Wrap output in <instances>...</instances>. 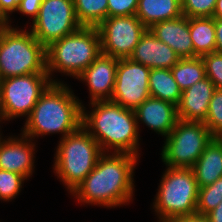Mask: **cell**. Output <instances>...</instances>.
Here are the masks:
<instances>
[{"label":"cell","mask_w":222,"mask_h":222,"mask_svg":"<svg viewBox=\"0 0 222 222\" xmlns=\"http://www.w3.org/2000/svg\"><path fill=\"white\" fill-rule=\"evenodd\" d=\"M135 15L149 29L157 22L181 17V0H138Z\"/></svg>","instance_id":"ffe728a7"},{"label":"cell","mask_w":222,"mask_h":222,"mask_svg":"<svg viewBox=\"0 0 222 222\" xmlns=\"http://www.w3.org/2000/svg\"><path fill=\"white\" fill-rule=\"evenodd\" d=\"M148 82L151 97L178 105L182 90L173 78L170 69H151Z\"/></svg>","instance_id":"7402d4cb"},{"label":"cell","mask_w":222,"mask_h":222,"mask_svg":"<svg viewBox=\"0 0 222 222\" xmlns=\"http://www.w3.org/2000/svg\"><path fill=\"white\" fill-rule=\"evenodd\" d=\"M82 104L63 81L51 83L39 97L21 133L31 139L52 133H61L64 138L82 126Z\"/></svg>","instance_id":"3957f363"},{"label":"cell","mask_w":222,"mask_h":222,"mask_svg":"<svg viewBox=\"0 0 222 222\" xmlns=\"http://www.w3.org/2000/svg\"><path fill=\"white\" fill-rule=\"evenodd\" d=\"M168 222H209V220L203 215H190V216H180L171 219Z\"/></svg>","instance_id":"836d02e7"},{"label":"cell","mask_w":222,"mask_h":222,"mask_svg":"<svg viewBox=\"0 0 222 222\" xmlns=\"http://www.w3.org/2000/svg\"><path fill=\"white\" fill-rule=\"evenodd\" d=\"M149 30L160 41L171 47L181 59L194 58L188 17L182 15L179 18L157 22Z\"/></svg>","instance_id":"ac0fdd59"},{"label":"cell","mask_w":222,"mask_h":222,"mask_svg":"<svg viewBox=\"0 0 222 222\" xmlns=\"http://www.w3.org/2000/svg\"><path fill=\"white\" fill-rule=\"evenodd\" d=\"M199 187L192 168L167 167L153 202L159 222L196 214Z\"/></svg>","instance_id":"52a82bcc"},{"label":"cell","mask_w":222,"mask_h":222,"mask_svg":"<svg viewBox=\"0 0 222 222\" xmlns=\"http://www.w3.org/2000/svg\"><path fill=\"white\" fill-rule=\"evenodd\" d=\"M101 53L115 58H129L147 28L136 17H107L98 27Z\"/></svg>","instance_id":"8fae6325"},{"label":"cell","mask_w":222,"mask_h":222,"mask_svg":"<svg viewBox=\"0 0 222 222\" xmlns=\"http://www.w3.org/2000/svg\"><path fill=\"white\" fill-rule=\"evenodd\" d=\"M43 0H19L17 12L32 16V22L37 18Z\"/></svg>","instance_id":"4dcf8cb0"},{"label":"cell","mask_w":222,"mask_h":222,"mask_svg":"<svg viewBox=\"0 0 222 222\" xmlns=\"http://www.w3.org/2000/svg\"><path fill=\"white\" fill-rule=\"evenodd\" d=\"M204 124L213 138L222 137V90L220 89H216L213 93Z\"/></svg>","instance_id":"484cf974"},{"label":"cell","mask_w":222,"mask_h":222,"mask_svg":"<svg viewBox=\"0 0 222 222\" xmlns=\"http://www.w3.org/2000/svg\"><path fill=\"white\" fill-rule=\"evenodd\" d=\"M21 174L0 169V200L10 201L20 193L23 181Z\"/></svg>","instance_id":"4316f807"},{"label":"cell","mask_w":222,"mask_h":222,"mask_svg":"<svg viewBox=\"0 0 222 222\" xmlns=\"http://www.w3.org/2000/svg\"><path fill=\"white\" fill-rule=\"evenodd\" d=\"M205 217L209 220V222H222V201L215 209L208 212Z\"/></svg>","instance_id":"e575fe53"},{"label":"cell","mask_w":222,"mask_h":222,"mask_svg":"<svg viewBox=\"0 0 222 222\" xmlns=\"http://www.w3.org/2000/svg\"><path fill=\"white\" fill-rule=\"evenodd\" d=\"M150 68L129 58L118 60L112 102L124 108L135 110L147 98L149 92Z\"/></svg>","instance_id":"7c38bea8"},{"label":"cell","mask_w":222,"mask_h":222,"mask_svg":"<svg viewBox=\"0 0 222 222\" xmlns=\"http://www.w3.org/2000/svg\"><path fill=\"white\" fill-rule=\"evenodd\" d=\"M189 30L194 46V58L215 52L216 37L213 17L189 18Z\"/></svg>","instance_id":"44dd1931"},{"label":"cell","mask_w":222,"mask_h":222,"mask_svg":"<svg viewBox=\"0 0 222 222\" xmlns=\"http://www.w3.org/2000/svg\"><path fill=\"white\" fill-rule=\"evenodd\" d=\"M222 201V177L213 184L199 188L196 214L205 216Z\"/></svg>","instance_id":"d4e9b609"},{"label":"cell","mask_w":222,"mask_h":222,"mask_svg":"<svg viewBox=\"0 0 222 222\" xmlns=\"http://www.w3.org/2000/svg\"><path fill=\"white\" fill-rule=\"evenodd\" d=\"M170 70L182 91L206 77L202 57L180 59Z\"/></svg>","instance_id":"603a6c76"},{"label":"cell","mask_w":222,"mask_h":222,"mask_svg":"<svg viewBox=\"0 0 222 222\" xmlns=\"http://www.w3.org/2000/svg\"><path fill=\"white\" fill-rule=\"evenodd\" d=\"M138 158L129 153L103 152L95 168L71 194L78 203L107 208L130 203L135 190L133 174Z\"/></svg>","instance_id":"6da1fadb"},{"label":"cell","mask_w":222,"mask_h":222,"mask_svg":"<svg viewBox=\"0 0 222 222\" xmlns=\"http://www.w3.org/2000/svg\"><path fill=\"white\" fill-rule=\"evenodd\" d=\"M48 73H33L0 80V122L30 116L41 94L51 84Z\"/></svg>","instance_id":"9c48e42d"},{"label":"cell","mask_w":222,"mask_h":222,"mask_svg":"<svg viewBox=\"0 0 222 222\" xmlns=\"http://www.w3.org/2000/svg\"><path fill=\"white\" fill-rule=\"evenodd\" d=\"M215 90V85L206 76L193 86L182 91V96L176 106L178 119L205 122L208 106Z\"/></svg>","instance_id":"2e32d148"},{"label":"cell","mask_w":222,"mask_h":222,"mask_svg":"<svg viewBox=\"0 0 222 222\" xmlns=\"http://www.w3.org/2000/svg\"><path fill=\"white\" fill-rule=\"evenodd\" d=\"M33 73H47L46 48L30 30L0 24V80Z\"/></svg>","instance_id":"5b68a950"},{"label":"cell","mask_w":222,"mask_h":222,"mask_svg":"<svg viewBox=\"0 0 222 222\" xmlns=\"http://www.w3.org/2000/svg\"><path fill=\"white\" fill-rule=\"evenodd\" d=\"M102 150L98 142L82 126L60 138L54 159V173L72 193L95 168Z\"/></svg>","instance_id":"8992f818"},{"label":"cell","mask_w":222,"mask_h":222,"mask_svg":"<svg viewBox=\"0 0 222 222\" xmlns=\"http://www.w3.org/2000/svg\"><path fill=\"white\" fill-rule=\"evenodd\" d=\"M92 111L82 105V127L95 138L102 152L129 153L139 157V130L134 110L110 100L90 102ZM91 112V113H90Z\"/></svg>","instance_id":"7a4b0ae2"},{"label":"cell","mask_w":222,"mask_h":222,"mask_svg":"<svg viewBox=\"0 0 222 222\" xmlns=\"http://www.w3.org/2000/svg\"><path fill=\"white\" fill-rule=\"evenodd\" d=\"M100 54L97 27L82 26L46 47V71L52 83H60L52 78L56 71L77 78Z\"/></svg>","instance_id":"277c9868"},{"label":"cell","mask_w":222,"mask_h":222,"mask_svg":"<svg viewBox=\"0 0 222 222\" xmlns=\"http://www.w3.org/2000/svg\"><path fill=\"white\" fill-rule=\"evenodd\" d=\"M134 113L138 130L141 121L164 137L170 134L178 120L176 105L153 97L147 98L134 110Z\"/></svg>","instance_id":"e0dca14e"},{"label":"cell","mask_w":222,"mask_h":222,"mask_svg":"<svg viewBox=\"0 0 222 222\" xmlns=\"http://www.w3.org/2000/svg\"><path fill=\"white\" fill-rule=\"evenodd\" d=\"M19 0H0V24H9L10 15L17 11Z\"/></svg>","instance_id":"1f68e13d"},{"label":"cell","mask_w":222,"mask_h":222,"mask_svg":"<svg viewBox=\"0 0 222 222\" xmlns=\"http://www.w3.org/2000/svg\"><path fill=\"white\" fill-rule=\"evenodd\" d=\"M21 135V138L13 136L5 140L0 133V169L21 174L27 179L34 171L36 145L34 140Z\"/></svg>","instance_id":"5bb4252c"},{"label":"cell","mask_w":222,"mask_h":222,"mask_svg":"<svg viewBox=\"0 0 222 222\" xmlns=\"http://www.w3.org/2000/svg\"><path fill=\"white\" fill-rule=\"evenodd\" d=\"M217 0H181L183 16L193 17H212Z\"/></svg>","instance_id":"83f0119b"},{"label":"cell","mask_w":222,"mask_h":222,"mask_svg":"<svg viewBox=\"0 0 222 222\" xmlns=\"http://www.w3.org/2000/svg\"><path fill=\"white\" fill-rule=\"evenodd\" d=\"M161 158L167 167L192 168L213 136L204 122L178 119L165 137Z\"/></svg>","instance_id":"ba28073f"},{"label":"cell","mask_w":222,"mask_h":222,"mask_svg":"<svg viewBox=\"0 0 222 222\" xmlns=\"http://www.w3.org/2000/svg\"><path fill=\"white\" fill-rule=\"evenodd\" d=\"M199 188L222 177V141L213 138L192 167Z\"/></svg>","instance_id":"d6986e66"},{"label":"cell","mask_w":222,"mask_h":222,"mask_svg":"<svg viewBox=\"0 0 222 222\" xmlns=\"http://www.w3.org/2000/svg\"><path fill=\"white\" fill-rule=\"evenodd\" d=\"M119 58L101 53L76 79L86 82L90 102L111 100Z\"/></svg>","instance_id":"4fadbf2b"},{"label":"cell","mask_w":222,"mask_h":222,"mask_svg":"<svg viewBox=\"0 0 222 222\" xmlns=\"http://www.w3.org/2000/svg\"><path fill=\"white\" fill-rule=\"evenodd\" d=\"M81 26L98 27L108 17V0H74Z\"/></svg>","instance_id":"cb8c5ba5"},{"label":"cell","mask_w":222,"mask_h":222,"mask_svg":"<svg viewBox=\"0 0 222 222\" xmlns=\"http://www.w3.org/2000/svg\"><path fill=\"white\" fill-rule=\"evenodd\" d=\"M129 59L150 69H171L181 58L147 29Z\"/></svg>","instance_id":"9a60e30c"},{"label":"cell","mask_w":222,"mask_h":222,"mask_svg":"<svg viewBox=\"0 0 222 222\" xmlns=\"http://www.w3.org/2000/svg\"><path fill=\"white\" fill-rule=\"evenodd\" d=\"M138 0H108V17L135 15Z\"/></svg>","instance_id":"f546056e"},{"label":"cell","mask_w":222,"mask_h":222,"mask_svg":"<svg viewBox=\"0 0 222 222\" xmlns=\"http://www.w3.org/2000/svg\"><path fill=\"white\" fill-rule=\"evenodd\" d=\"M212 17L214 19L222 20V0H217L216 7Z\"/></svg>","instance_id":"d590c367"},{"label":"cell","mask_w":222,"mask_h":222,"mask_svg":"<svg viewBox=\"0 0 222 222\" xmlns=\"http://www.w3.org/2000/svg\"><path fill=\"white\" fill-rule=\"evenodd\" d=\"M201 57L206 76L212 81L216 89L222 90V54L213 52Z\"/></svg>","instance_id":"f1b7e54d"},{"label":"cell","mask_w":222,"mask_h":222,"mask_svg":"<svg viewBox=\"0 0 222 222\" xmlns=\"http://www.w3.org/2000/svg\"><path fill=\"white\" fill-rule=\"evenodd\" d=\"M32 24L30 32L45 48L82 27L74 0H43Z\"/></svg>","instance_id":"30bf717a"},{"label":"cell","mask_w":222,"mask_h":222,"mask_svg":"<svg viewBox=\"0 0 222 222\" xmlns=\"http://www.w3.org/2000/svg\"><path fill=\"white\" fill-rule=\"evenodd\" d=\"M214 24H215V37H216L215 52L222 54V20L214 19Z\"/></svg>","instance_id":"d6a6232c"}]
</instances>
